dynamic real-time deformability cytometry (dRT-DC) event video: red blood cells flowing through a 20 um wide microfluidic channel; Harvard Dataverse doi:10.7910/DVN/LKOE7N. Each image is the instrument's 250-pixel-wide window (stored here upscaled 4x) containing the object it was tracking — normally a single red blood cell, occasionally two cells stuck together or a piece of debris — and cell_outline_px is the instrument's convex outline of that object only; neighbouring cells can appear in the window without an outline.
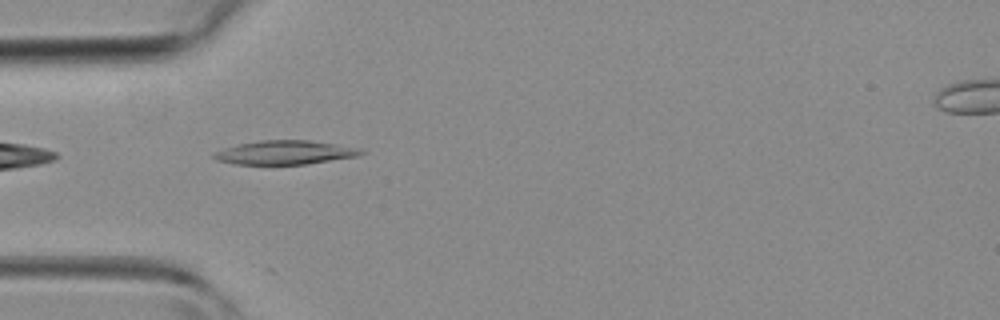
{"species": "common noctule bat (a hibernating species)", "species_latin": "Nyctalus noctula", "temperature_condition": "room temperature", "stored_images_in_passage": 33, "camera_frame_rate_fps": 3000, "um_per_image_px": 0.085, "animal": {"sex": "female", "body_mass_g": 19.3, "forearm_length_mm": 54.1}, "frame": {"image": 1, "passage_image": 3, "time_ms": 0.667, "image_size_px": [1000, 320], "cell_outline_px": [[368, 152], [356, 156], [304, 164], [236, 164], [216, 160], [212, 156], [216, 152], [224, 148], [240, 144], [260, 140], [308, 140], [360, 148]], "centroid_in_image_um": [24.23, 12.96], "position_along_channel_um": 60.8, "area_um2": 20.17}}
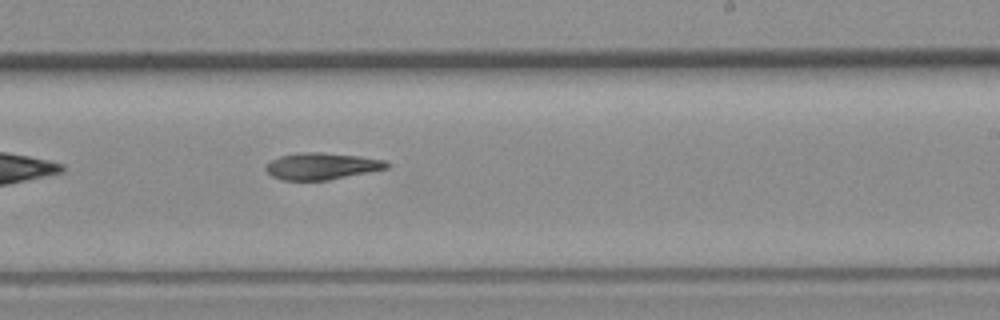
{"frame": {"image": 2, "passage_image": 16, "time_ms": 5.0, "image_size_px": [1000, 320], "cell_outline_px": [[392, 164], [388, 168], [328, 180], [284, 180], [272, 176], [264, 168], [272, 160], [280, 156], [304, 152], [320, 152], [360, 156], [384, 160]], "centroid_in_image_um": [27.38, 14.12], "position_along_channel_um": 261.6, "area_um2": 18.67}}
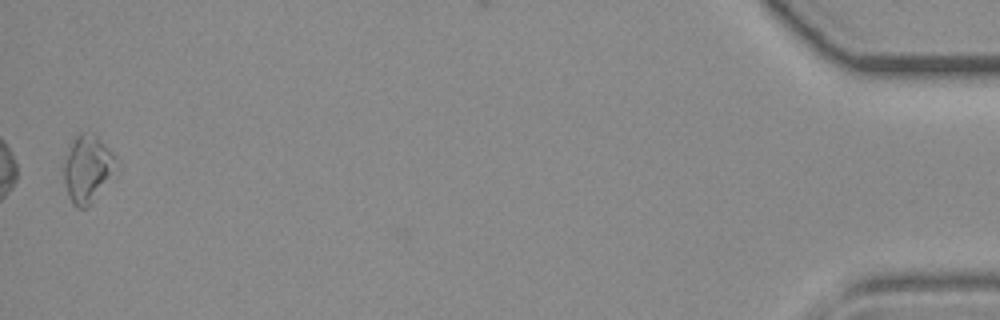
{"frame": {"image": 3, "passage_image": 33, "time_ms": 10.667, "image_size_px": [1000, 320], "cell_outline_px": [[120, 168], [88, 204], [84, 208], [76, 208], [72, 204], [68, 196], [64, 180], [64, 164], [68, 152], [76, 136], [80, 132], [84, 132], [96, 136], [112, 152]], "centroid_in_image_um": [7.46, 14.35], "position_along_channel_um": 427.7, "area_um2": 20.06}}